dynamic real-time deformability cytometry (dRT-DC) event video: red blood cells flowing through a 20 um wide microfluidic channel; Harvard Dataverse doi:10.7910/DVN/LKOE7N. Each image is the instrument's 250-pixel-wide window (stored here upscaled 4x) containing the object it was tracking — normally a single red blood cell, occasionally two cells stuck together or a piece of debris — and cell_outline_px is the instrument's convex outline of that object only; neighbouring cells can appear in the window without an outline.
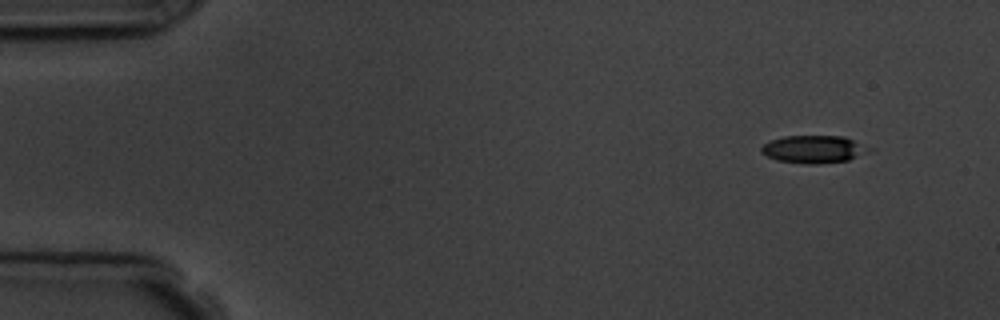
{"species": "common noctule bat (a hibernating species)", "species_latin": "Nyctalus noctula", "temperature_condition": "room temperature", "stored_images_in_passage": 4, "camera_frame_rate_fps": 3000, "um_per_image_px": 0.085, "animal": {"sex": "male", "body_mass_g": 19.5, "forearm_length_mm": 54.6}, "frame": {"image": 1, "passage_image": 1, "time_ms": 0.0, "image_size_px": [1000, 320], "cell_outline_px": [[860, 148], [848, 160], [820, 164], [804, 164], [776, 160], [760, 152], [760, 148], [764, 144], [772, 140], [784, 136], [844, 136], [860, 144]], "centroid_in_image_um": [68.92, 12.68], "position_along_channel_um": 16.1, "area_um2": 16.36}}
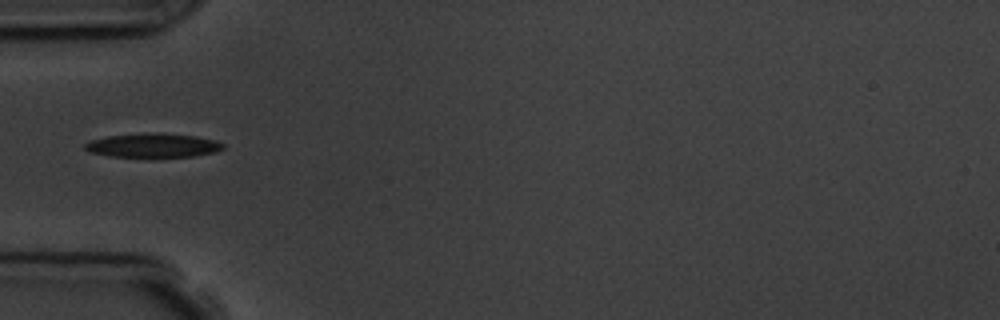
{"frame": {"image": 2, "passage_image": 4, "time_ms": 4.333, "image_size_px": [1000, 320], "cell_outline_px": [[224, 148], [216, 152], [192, 156], [108, 156], [92, 152], [84, 148], [84, 144], [88, 140], [108, 136], [196, 136], [216, 140], [224, 144]], "centroid_in_image_um": [13.02, 12.4], "position_along_channel_um": 72.0, "area_um2": 17.86}}